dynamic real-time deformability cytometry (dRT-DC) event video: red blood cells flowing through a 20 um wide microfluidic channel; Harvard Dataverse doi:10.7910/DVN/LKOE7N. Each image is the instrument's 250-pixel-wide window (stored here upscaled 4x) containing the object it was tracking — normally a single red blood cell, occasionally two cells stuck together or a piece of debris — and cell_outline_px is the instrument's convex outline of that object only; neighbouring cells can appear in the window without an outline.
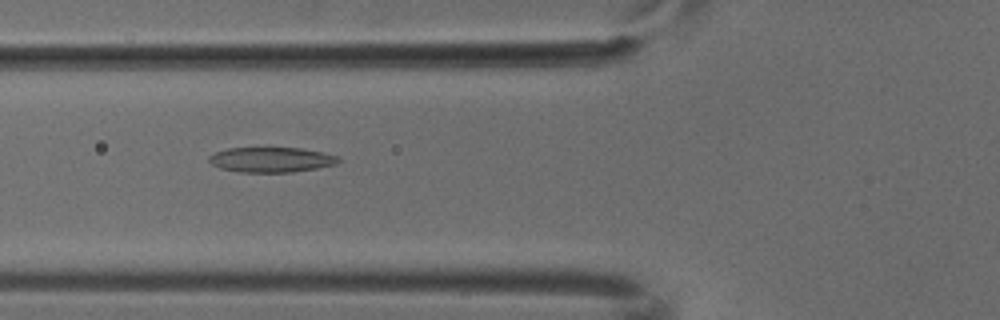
{"species": "common noctule bat (a hibernating species)", "species_latin": "Nyctalus noctula", "temperature_condition": "cold", "stored_images_in_passage": 8, "camera_frame_rate_fps": 3000, "um_per_image_px": 0.085, "animal": {"sex": "male", "body_mass_g": 18.8}, "frame": {"image": 1, "passage_image": 5, "time_ms": 1.333, "image_size_px": [1000, 320], "cell_outline_px": [[340, 160], [336, 164], [316, 168], [292, 172], [240, 172], [220, 168], [212, 164], [208, 160], [208, 156], [216, 152], [228, 148], [300, 148], [340, 156]], "centroid_in_image_um": [23.05, 13.57], "position_along_channel_um": 102.8, "area_um2": 18.79}}
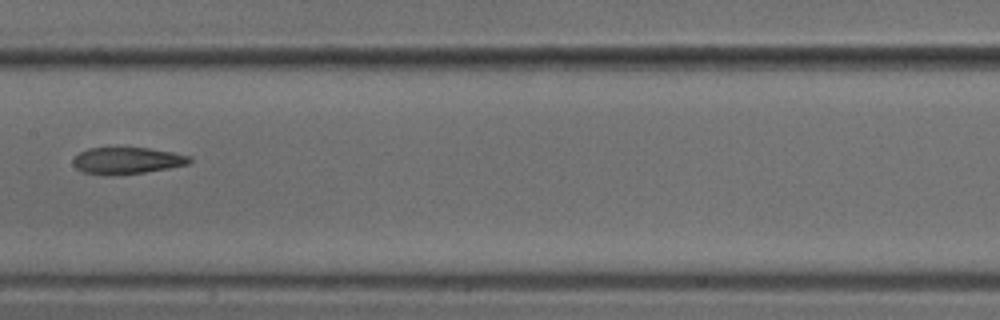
{"frame": {"image": 2, "passage_image": 7, "time_ms": 2.0, "image_size_px": [1000, 320], "cell_outline_px": [[192, 160], [188, 164], [168, 168], [144, 172], [104, 176], [84, 172], [76, 168], [72, 164], [72, 160], [80, 152], [88, 148], [148, 148], [172, 152], [192, 156]], "centroid_in_image_um": [10.78, 13.65], "position_along_channel_um": 196.6, "area_um2": 18.09}}
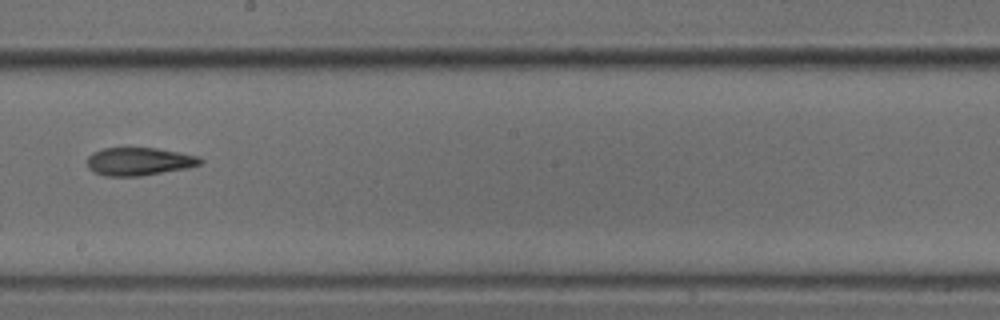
{"frame": {"image": 3, "passage_image": 8, "time_ms": 2.333, "image_size_px": [1000, 320], "cell_outline_px": [[204, 160], [200, 164], [188, 168], [140, 176], [104, 176], [92, 172], [88, 168], [88, 156], [92, 152], [104, 148], [156, 148], [180, 152], [200, 156]], "centroid_in_image_um": [11.82, 13.72], "position_along_channel_um": 236.4, "area_um2": 18.61}}